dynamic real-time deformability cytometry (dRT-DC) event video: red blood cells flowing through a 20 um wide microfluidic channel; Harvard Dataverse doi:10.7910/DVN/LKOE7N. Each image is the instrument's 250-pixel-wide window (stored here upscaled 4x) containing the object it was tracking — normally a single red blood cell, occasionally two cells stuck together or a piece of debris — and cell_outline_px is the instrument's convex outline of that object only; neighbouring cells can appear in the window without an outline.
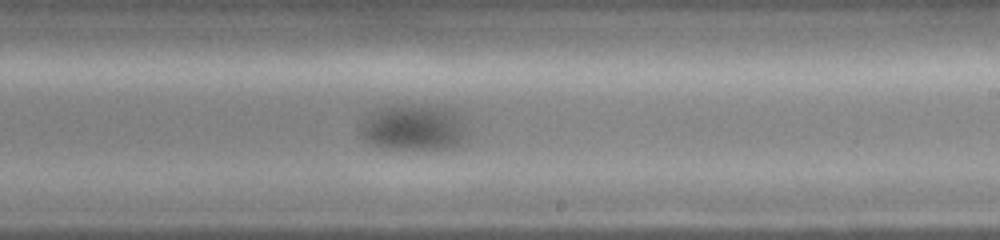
{"species": "common noctule bat (a hibernating species)", "species_latin": "Nyctalus noctula", "temperature_condition": "cold", "stored_images_in_passage": 42, "camera_frame_rate_fps": 3000, "um_per_image_px": 0.085, "animal": {"sex": "female", "body_mass_g": 19.0, "forearm_length_mm": 51.5}, "frame": {"image": 1, "passage_image": 25, "time_ms": 8.0, "image_size_px": [1000, 240], "cell_outline_px": [[468, 140], [452, 148], [432, 152], [424, 152], [384, 148], [372, 144], [364, 140], [360, 136], [360, 128], [364, 116], [368, 112], [388, 104], [448, 108], [456, 112], [468, 128]], "centroid_in_image_um": [35.17, 10.9], "position_along_channel_um": 253.8, "area_um2": 30.17}}
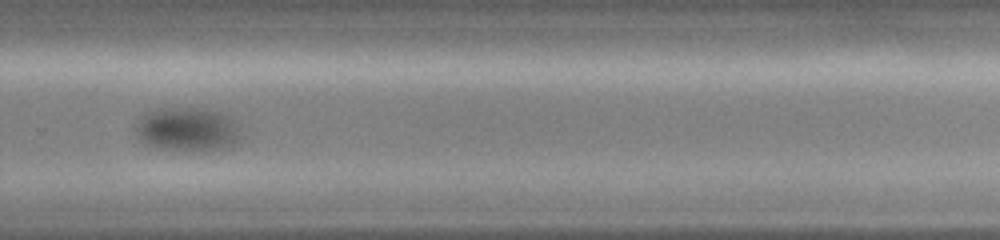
{"frame": {"image": 2, "passage_image": 29, "time_ms": 9.333, "image_size_px": [1000, 240], "cell_outline_px": [[240, 136], [232, 148], [204, 152], [160, 148], [144, 144], [132, 132], [132, 124], [140, 116], [156, 108], [212, 108], [224, 112], [232, 116], [236, 120], [240, 132]], "centroid_in_image_um": [15.93, 10.99], "position_along_channel_um": 313.9, "area_um2": 28.32}}
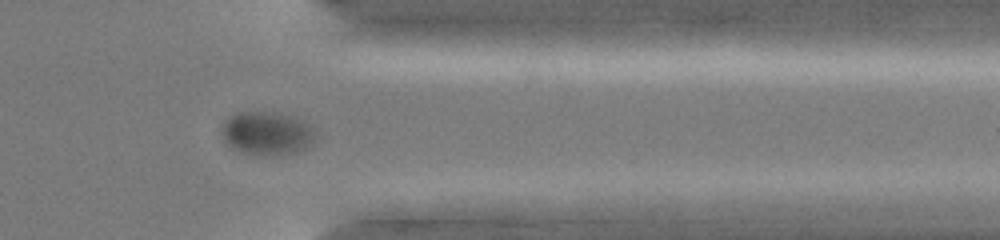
{"frame": {"image": 3, "passage_image": 34, "time_ms": 11.0, "image_size_px": [1000, 240], "cell_outline_px": [[312, 144], [304, 148], [292, 152], [240, 152], [232, 148], [224, 140], [220, 132], [220, 128], [224, 120], [228, 116], [236, 112], [280, 112], [296, 116], [312, 124]], "centroid_in_image_um": [22.63, 11.24], "position_along_channel_um": 388.8, "area_um2": 23.24}}